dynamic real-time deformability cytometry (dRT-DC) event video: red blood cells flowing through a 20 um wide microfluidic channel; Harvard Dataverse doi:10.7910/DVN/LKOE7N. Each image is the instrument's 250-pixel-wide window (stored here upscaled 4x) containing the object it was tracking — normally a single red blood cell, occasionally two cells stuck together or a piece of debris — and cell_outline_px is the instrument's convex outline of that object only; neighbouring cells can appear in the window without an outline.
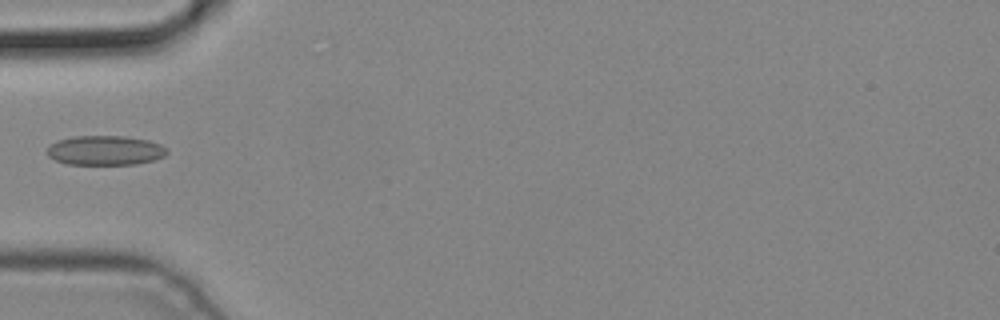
{"species": "common noctule bat (a hibernating species)", "species_latin": "Nyctalus noctula", "temperature_condition": "cold", "stored_images_in_passage": 4, "camera_frame_rate_fps": 3000, "um_per_image_px": 0.085, "animal": {"sex": "male", "body_mass_g": 19.2, "forearm_length_mm": 51.8}, "frame": {"image": 1, "passage_image": 4, "time_ms": 1.0, "image_size_px": [1000, 320], "cell_outline_px": [[168, 152], [164, 156], [152, 160], [136, 164], [68, 164], [56, 160], [48, 156], [48, 148], [56, 140], [72, 136], [124, 136], [148, 140], [160, 144]], "centroid_in_image_um": [8.92, 12.77], "position_along_channel_um": 76.1, "area_um2": 20.46}}